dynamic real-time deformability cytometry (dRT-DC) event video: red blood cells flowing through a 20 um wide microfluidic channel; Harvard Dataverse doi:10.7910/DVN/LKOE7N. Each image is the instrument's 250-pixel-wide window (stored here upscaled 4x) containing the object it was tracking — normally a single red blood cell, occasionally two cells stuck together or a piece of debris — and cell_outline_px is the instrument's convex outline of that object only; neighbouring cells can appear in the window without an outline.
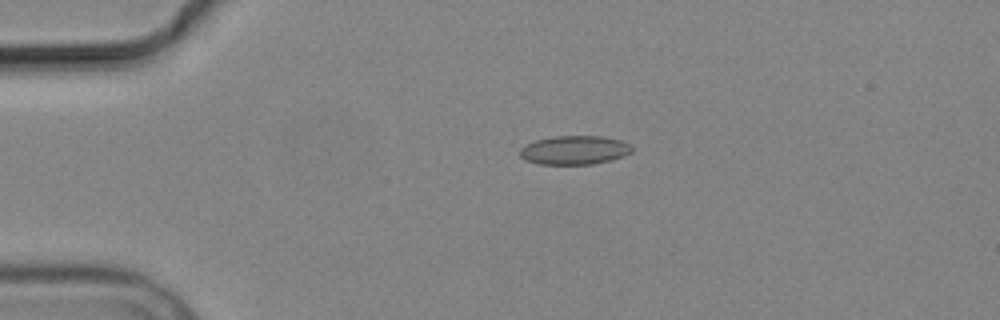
{"species": "common noctule bat (a hibernating species)", "species_latin": "Nyctalus noctula", "temperature_condition": "cold", "stored_images_in_passage": 7, "camera_frame_rate_fps": 3000, "um_per_image_px": 0.085, "animal": {"sex": "male", "body_mass_g": 19.2, "forearm_length_mm": 51.8}, "frame": {"image": 1, "passage_image": 3, "time_ms": 3.333, "image_size_px": [1000, 320], "cell_outline_px": [[632, 152], [624, 156], [612, 160], [592, 164], [536, 164], [524, 160], [520, 156], [520, 148], [536, 140], [556, 136], [604, 136], [620, 140], [632, 144]], "centroid_in_image_um": [48.86, 12.76], "position_along_channel_um": 36.1, "area_um2": 18.96}}
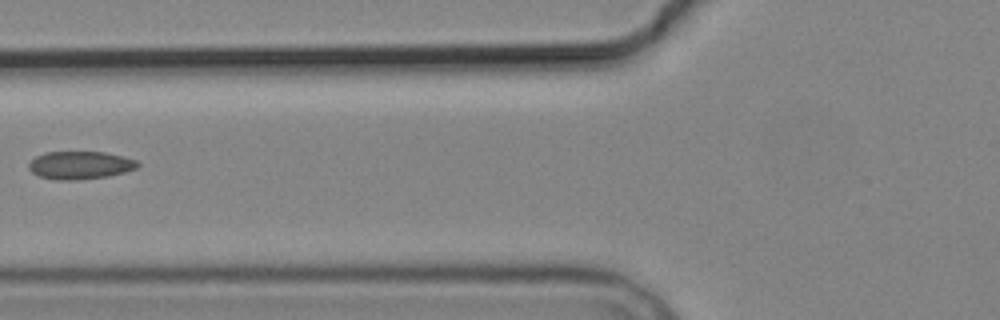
{"frame": {"image": 2, "passage_image": 6, "time_ms": 6.667, "image_size_px": [1000, 320], "cell_outline_px": [[140, 164], [136, 168], [124, 172], [108, 176], [76, 180], [56, 180], [40, 176], [32, 172], [28, 168], [28, 164], [36, 156], [44, 152], [104, 152], [124, 156], [136, 160]], "centroid_in_image_um": [6.81, 14.04], "position_along_channel_um": 119.0, "area_um2": 17.69}}
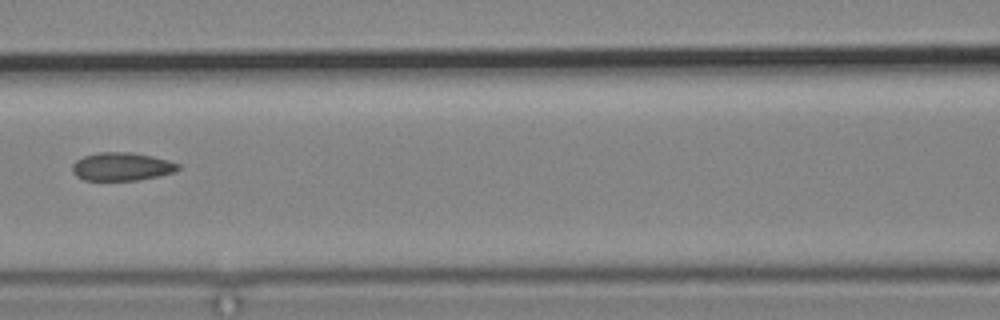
{"frame": {"image": 3, "passage_image": 7, "time_ms": 7.667, "image_size_px": [1000, 320], "cell_outline_px": [[180, 168], [176, 172], [136, 180], [84, 180], [76, 176], [72, 172], [72, 164], [76, 160], [84, 156], [100, 152], [128, 152], [152, 156], [168, 160], [180, 164]], "centroid_in_image_um": [10.34, 14.16], "position_along_channel_um": 156.3, "area_um2": 17.34}}